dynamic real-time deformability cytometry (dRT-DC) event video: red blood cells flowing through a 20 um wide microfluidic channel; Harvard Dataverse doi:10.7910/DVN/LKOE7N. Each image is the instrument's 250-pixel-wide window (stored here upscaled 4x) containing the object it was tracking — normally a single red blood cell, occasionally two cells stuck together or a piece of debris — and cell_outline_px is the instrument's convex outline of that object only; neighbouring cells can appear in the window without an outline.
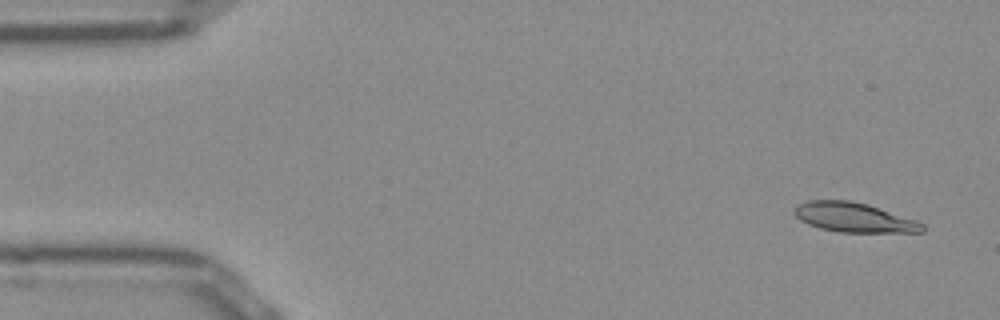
{"species": "Egyptian fruit bat (a non-hibernating species)", "species_latin": "Rousettus aegyptiacus", "temperature_condition": "room temperature", "stored_images_in_passage": 50, "camera_frame_rate_fps": 3000, "um_per_image_px": 0.085, "frame": {"image": 1, "passage_image": 1, "time_ms": 0.0, "image_size_px": [1000, 320], "cell_outline_px": [[924, 232], [840, 232], [820, 228], [808, 224], [800, 220], [792, 212], [792, 208], [796, 204], [808, 200], [848, 200], [868, 204], [916, 220], [924, 224]], "centroid_in_image_um": [72.54, 18.47], "position_along_channel_um": 12.5, "area_um2": 22.14}}
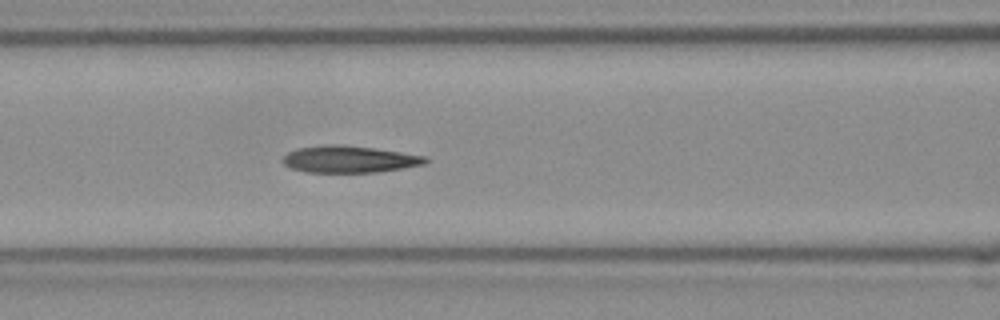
{"frame": {"image": 2, "passage_image": 19, "time_ms": 6.0, "image_size_px": [1000, 320], "cell_outline_px": [[428, 160], [424, 164], [400, 168], [372, 172], [304, 172], [292, 168], [284, 164], [284, 156], [288, 152], [296, 148], [328, 144], [344, 144], [376, 148], [428, 156]], "centroid_in_image_um": [29.69, 13.51], "position_along_channel_um": 136.9, "area_um2": 22.31}}
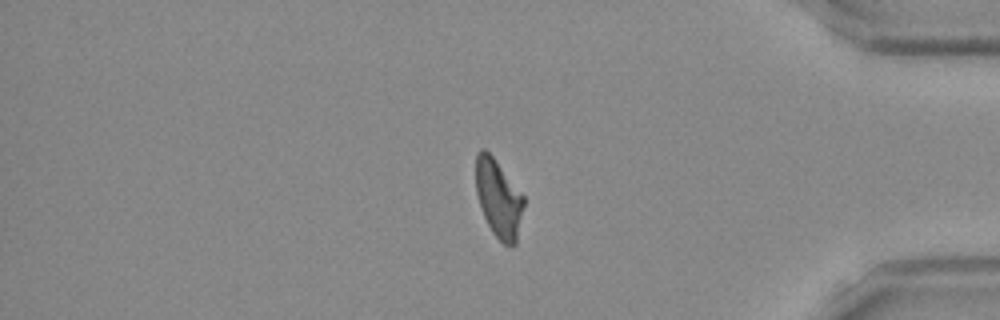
{"frame": {"image": 3, "passage_image": 41, "time_ms": 13.333, "image_size_px": [1000, 320], "cell_outline_px": [[524, 204], [516, 244], [512, 248], [504, 244], [492, 232], [484, 216], [476, 192], [476, 152], [480, 148], [484, 148], [492, 156], [524, 196]], "centroid_in_image_um": [42.37, 16.88], "position_along_channel_um": 392.8, "area_um2": 21.56}, "authors_computed_cell_mechanics": {"area_um2": 22.2241, "velocity_mm_per_s": 3.9093, "shape_relaxation_time_tau1_ms": null, "shape_relaxation_time_tau2_ms": 4.1797, "deformation_change_tau1": null, "deformation_change_tau2": 0.126}}